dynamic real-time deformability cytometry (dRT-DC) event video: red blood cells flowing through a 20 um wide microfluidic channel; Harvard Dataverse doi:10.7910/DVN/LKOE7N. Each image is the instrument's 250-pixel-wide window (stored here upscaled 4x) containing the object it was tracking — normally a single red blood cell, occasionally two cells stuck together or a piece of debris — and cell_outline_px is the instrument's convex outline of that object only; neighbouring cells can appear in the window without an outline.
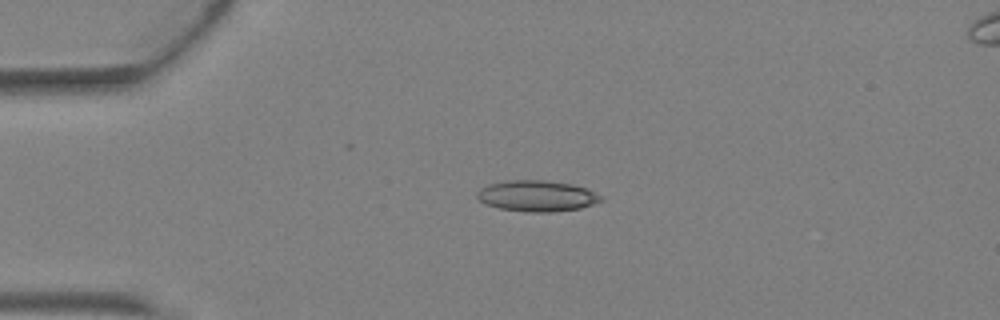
{"species": "Egyptian fruit bat (a non-hibernating species)", "species_latin": "Rousettus aegyptiacus", "temperature_condition": "warm", "stored_images_in_passage": 2, "camera_frame_rate_fps": 3000, "um_per_image_px": 0.085, "animal": {"sex": "female"}, "frame": {"image": 1, "passage_image": 1, "time_ms": 0.0, "image_size_px": [1000, 320], "cell_outline_px": [[604, 200], [580, 208], [552, 212], [524, 212], [500, 208], [484, 204], [476, 196], [476, 192], [480, 188], [488, 184], [504, 180], [544, 180], [572, 184], [588, 188], [604, 196]], "centroid_in_image_um": [45.64, 16.65], "position_along_channel_um": 39.4, "area_um2": 22.72}}